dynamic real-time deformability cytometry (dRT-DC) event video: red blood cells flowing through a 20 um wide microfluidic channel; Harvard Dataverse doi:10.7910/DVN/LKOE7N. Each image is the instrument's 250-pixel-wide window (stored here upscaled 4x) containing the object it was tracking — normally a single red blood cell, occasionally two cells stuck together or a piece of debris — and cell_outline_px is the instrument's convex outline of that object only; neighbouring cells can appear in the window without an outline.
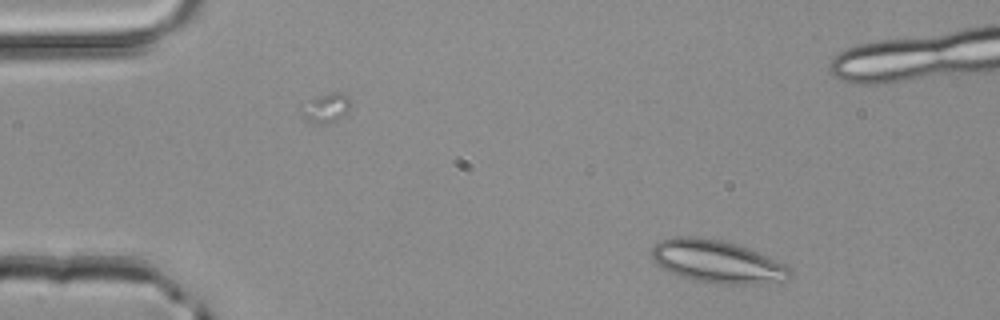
{"species": "common noctule bat (a hibernating species)", "species_latin": "Nyctalus noctula", "temperature_condition": "room temperature", "stored_images_in_passage": 4, "camera_frame_rate_fps": 3000, "um_per_image_px": 0.085, "animal": {"sex": "male", "body_mass_g": 20.4}, "frame": {"image": 1, "passage_image": 1, "time_ms": 0.0, "image_size_px": [1000, 320], "cell_outline_px": [[792, 272], [788, 280], [752, 284], [720, 284], [692, 280], [680, 276], [656, 264], [652, 260], [652, 248], [660, 240], [672, 236], [692, 236], [720, 240], [736, 244], [748, 248], [784, 264]], "centroid_in_image_um": [60.93, 22.23], "position_along_channel_um": 24.1, "area_um2": 34.16}}